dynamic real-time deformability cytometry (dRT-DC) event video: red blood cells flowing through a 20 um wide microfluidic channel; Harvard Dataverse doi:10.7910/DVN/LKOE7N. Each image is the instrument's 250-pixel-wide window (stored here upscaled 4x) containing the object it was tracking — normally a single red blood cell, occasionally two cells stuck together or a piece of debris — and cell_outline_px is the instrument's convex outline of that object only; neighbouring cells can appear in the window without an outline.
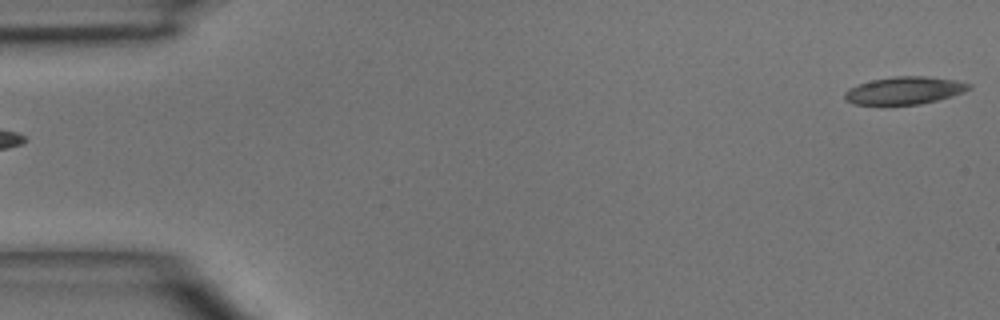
{"species": "common noctule bat (a hibernating species)", "species_latin": "Nyctalus noctula", "temperature_condition": "room temperature", "stored_images_in_passage": 4, "segment_of_instrument_passage": [2, 2], "camera_frame_rate_fps": 3000, "um_per_image_px": 0.085, "animal": {"sex": "male", "body_mass_g": 15.6}, "frame": {"image": 1, "passage_image": 4, "time_ms": 4.333, "image_size_px": [1000, 320], "cell_outline_px": [[972, 88], [964, 92], [936, 100], [920, 104], [852, 104], [844, 100], [844, 92], [848, 88], [872, 80], [892, 76], [924, 76], [956, 80], [972, 84]], "centroid_in_image_um": [76.87, 7.68], "position_along_channel_um": 8.1, "area_um2": 19.88}}